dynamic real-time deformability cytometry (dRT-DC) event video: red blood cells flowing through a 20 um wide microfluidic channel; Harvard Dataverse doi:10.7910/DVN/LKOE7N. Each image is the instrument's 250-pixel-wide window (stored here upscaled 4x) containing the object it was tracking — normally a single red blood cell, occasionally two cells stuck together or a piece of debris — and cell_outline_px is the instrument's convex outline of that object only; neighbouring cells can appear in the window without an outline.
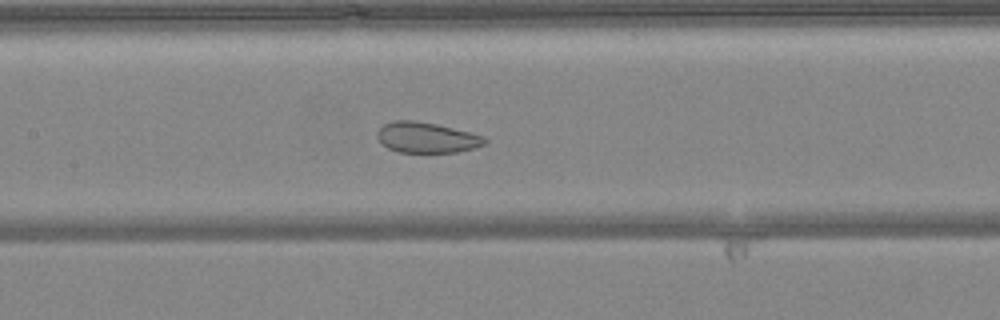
{"species": "common noctule bat (a hibernating species)", "species_latin": "Nyctalus noctula", "temperature_condition": "warm", "stored_images_in_passage": 40, "camera_frame_rate_fps": 3000, "um_per_image_px": 0.085, "animal": {"sex": "female", "body_mass_g": 24.6, "forearm_length_mm": 56.2}, "frame": {"image": 1, "passage_image": 14, "time_ms": 4.333, "image_size_px": [1000, 320], "cell_outline_px": [[488, 140], [484, 144], [472, 148], [456, 152], [400, 152], [388, 148], [380, 144], [376, 136], [376, 132], [384, 124], [392, 120], [412, 120], [436, 124], [484, 136]], "centroid_in_image_um": [36.2, 11.69], "position_along_channel_um": 171.2, "area_um2": 19.07}}
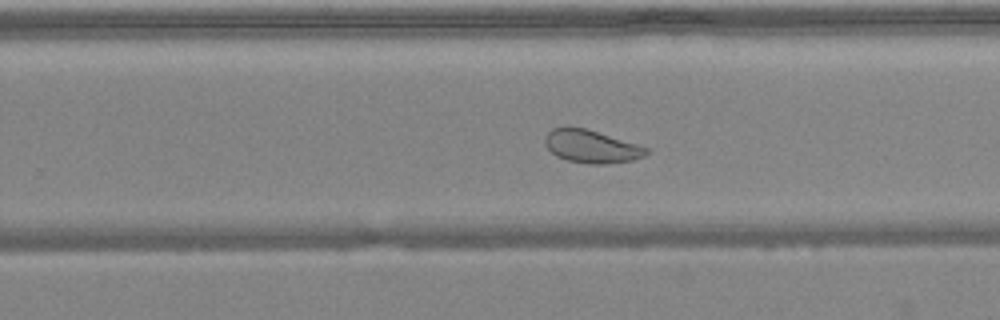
{"frame": {"image": 2, "passage_image": 22, "time_ms": 7.0, "image_size_px": [1000, 320], "cell_outline_px": [[648, 152], [644, 156], [632, 160], [604, 164], [588, 164], [568, 160], [556, 156], [544, 144], [544, 136], [552, 128], [584, 128], [636, 144], [648, 148]], "centroid_in_image_um": [50.23, 12.46], "position_along_channel_um": 279.6, "area_um2": 19.02}}
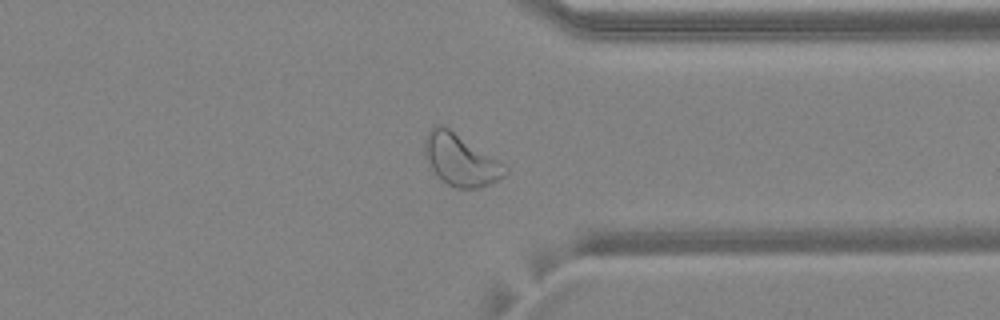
{"frame": {"image": 3, "passage_image": 29, "time_ms": 9.333, "image_size_px": [1000, 320], "cell_outline_px": [[508, 172], [504, 176], [492, 184], [480, 188], [456, 188], [448, 184], [432, 168], [424, 156], [424, 140], [428, 132], [436, 124], [440, 124], [448, 128], [508, 168]], "centroid_in_image_um": [39.13, 13.61], "position_along_channel_um": 372.3, "area_um2": 23.47}, "authors_computed_cell_mechanics": {"area_um2": 22.3108, "velocity_mm_per_s": 4.1034, "shape_relaxation_time_tau1_ms": null, "shape_relaxation_time_tau2_ms": 1.9, "deformation_change_tau1": null, "deformation_change_tau2": 0.063}}